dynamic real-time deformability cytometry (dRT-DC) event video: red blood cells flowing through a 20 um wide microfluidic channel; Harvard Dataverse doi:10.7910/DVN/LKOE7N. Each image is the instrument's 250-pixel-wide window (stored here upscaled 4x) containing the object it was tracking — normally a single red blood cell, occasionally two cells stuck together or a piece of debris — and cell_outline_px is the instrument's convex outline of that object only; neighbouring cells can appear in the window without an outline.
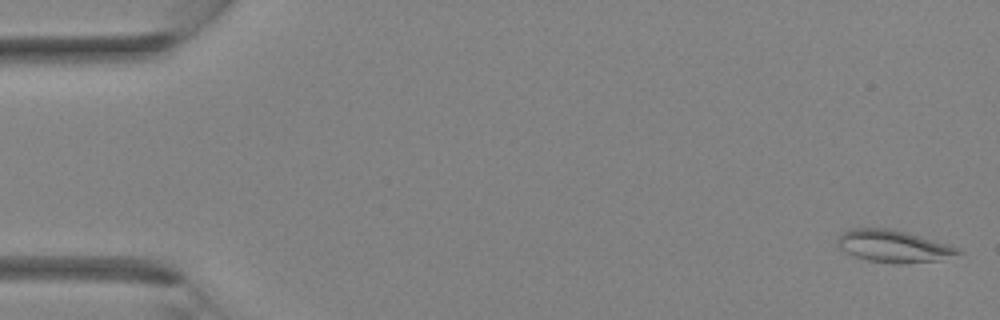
{"species": "Egyptian fruit bat (a non-hibernating species)", "species_latin": "Rousettus aegyptiacus", "temperature_condition": "room temperature", "stored_images_in_passage": 36, "camera_frame_rate_fps": 3000, "um_per_image_px": 0.085, "animal": {"sex": "female"}, "frame": {"image": 1, "passage_image": 1, "time_ms": 0.0, "image_size_px": [1000, 320], "cell_outline_px": [[964, 252], [936, 260], [900, 264], [892, 264], [868, 260], [856, 256], [840, 248], [836, 244], [836, 240], [844, 232], [852, 228], [892, 228], [908, 232], [948, 244], [960, 248]], "centroid_in_image_um": [75.95, 20.91], "position_along_channel_um": 9.1, "area_um2": 22.48}}
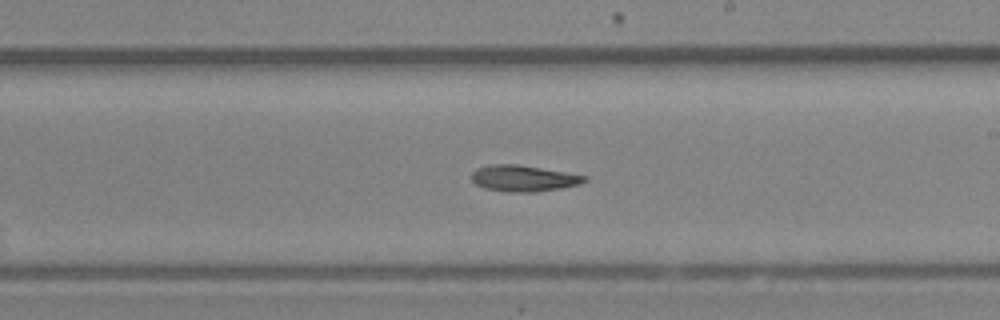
{"frame": {"image": 2, "passage_image": 21, "time_ms": 6.667, "image_size_px": [1000, 320], "cell_outline_px": [[588, 180], [580, 184], [560, 188], [536, 192], [512, 192], [484, 188], [476, 184], [472, 180], [472, 172], [476, 168], [492, 164], [516, 164], [588, 176]], "centroid_in_image_um": [44.5, 15.16], "position_along_channel_um": 244.5, "area_um2": 17.11}}
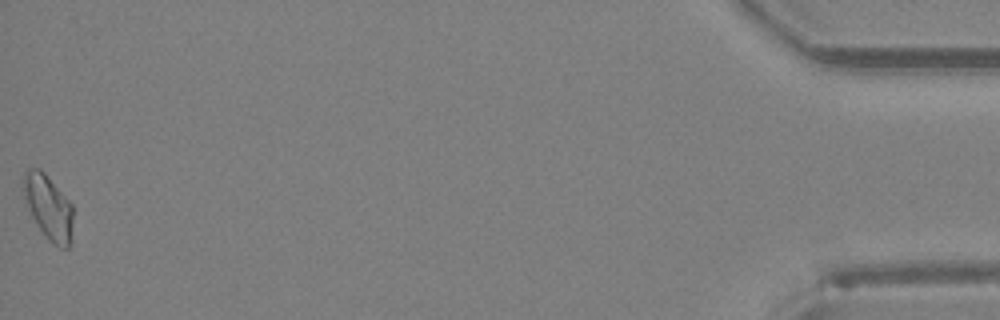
{"frame": {"image": 3, "passage_image": 36, "time_ms": 11.667, "image_size_px": [1000, 320], "cell_outline_px": [[72, 244], [68, 248], [60, 248], [48, 240], [44, 236], [32, 216], [28, 208], [24, 196], [24, 172], [28, 168], [40, 168], [44, 172], [72, 204]], "centroid_in_image_um": [4.14, 17.65], "position_along_channel_um": 431.1, "area_um2": 18.61}}